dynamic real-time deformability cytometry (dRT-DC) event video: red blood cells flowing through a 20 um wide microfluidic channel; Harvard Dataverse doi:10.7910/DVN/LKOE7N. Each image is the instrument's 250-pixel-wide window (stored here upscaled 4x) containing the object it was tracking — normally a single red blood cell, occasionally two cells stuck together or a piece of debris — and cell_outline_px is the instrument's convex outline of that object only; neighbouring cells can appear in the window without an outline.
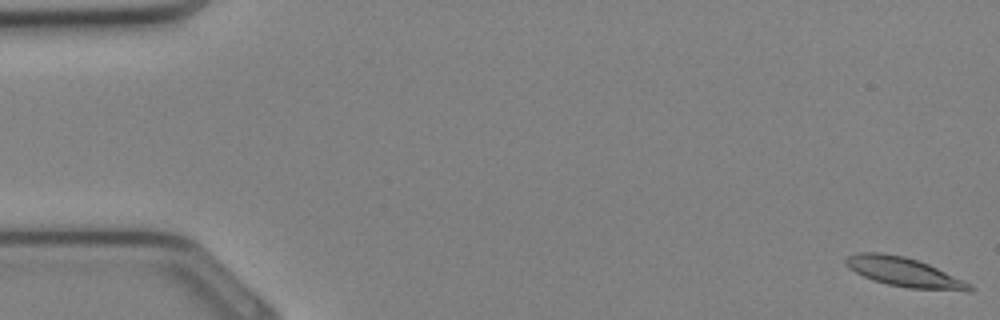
{"species": "Egyptian fruit bat (a non-hibernating species)", "species_latin": "Rousettus aegyptiacus", "temperature_condition": "cold", "stored_images_in_passage": 17, "camera_frame_rate_fps": 3000, "um_per_image_px": 0.085, "animal": {"sex": "female"}, "frame": {"image": 1, "passage_image": 1, "time_ms": 0.0, "image_size_px": [1000, 320], "cell_outline_px": [[976, 288], [972, 292], [968, 292], [908, 288], [888, 284], [872, 280], [848, 268], [844, 264], [844, 260], [848, 256], [856, 252], [880, 252], [904, 256], [928, 264], [964, 280], [972, 284]], "centroid_in_image_um": [76.89, 23.15], "position_along_channel_um": 8.1, "area_um2": 21.39}}
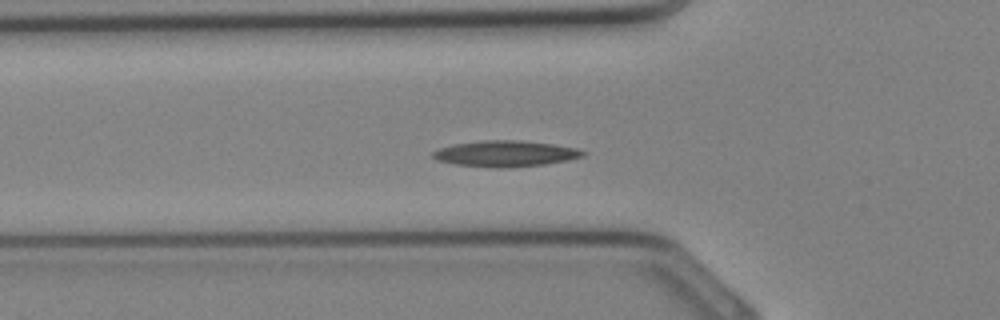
{"frame": {"image": 2, "passage_image": 12, "time_ms": 3.667, "image_size_px": [1000, 320], "cell_outline_px": [[588, 152], [584, 156], [568, 160], [544, 164], [508, 168], [500, 168], [456, 164], [436, 160], [432, 156], [432, 152], [440, 148], [456, 144], [480, 140], [520, 140], [552, 144], [576, 148]], "centroid_in_image_um": [42.99, 13.06], "position_along_channel_um": 82.8, "area_um2": 22.66}}
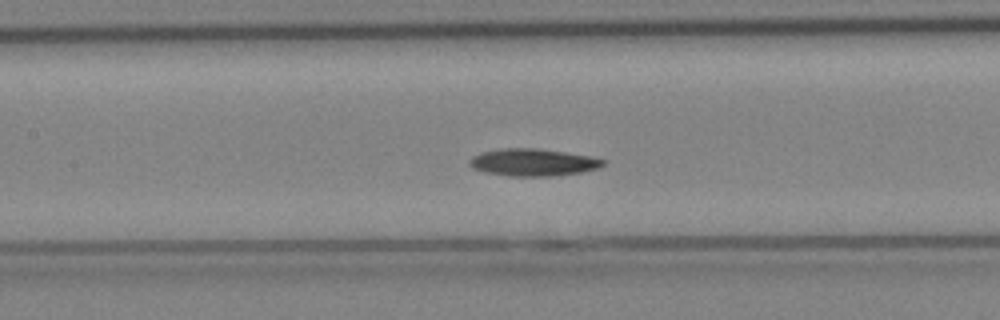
{"frame": {"image": 3, "passage_image": 16, "time_ms": 5.0, "image_size_px": [1000, 320], "cell_outline_px": [[608, 160], [604, 164], [596, 168], [580, 172], [556, 176], [508, 176], [484, 172], [472, 168], [468, 164], [468, 160], [472, 156], [480, 152], [500, 148], [536, 148], [592, 156]], "centroid_in_image_um": [45.27, 13.79], "position_along_channel_um": 162.1, "area_um2": 21.44}}